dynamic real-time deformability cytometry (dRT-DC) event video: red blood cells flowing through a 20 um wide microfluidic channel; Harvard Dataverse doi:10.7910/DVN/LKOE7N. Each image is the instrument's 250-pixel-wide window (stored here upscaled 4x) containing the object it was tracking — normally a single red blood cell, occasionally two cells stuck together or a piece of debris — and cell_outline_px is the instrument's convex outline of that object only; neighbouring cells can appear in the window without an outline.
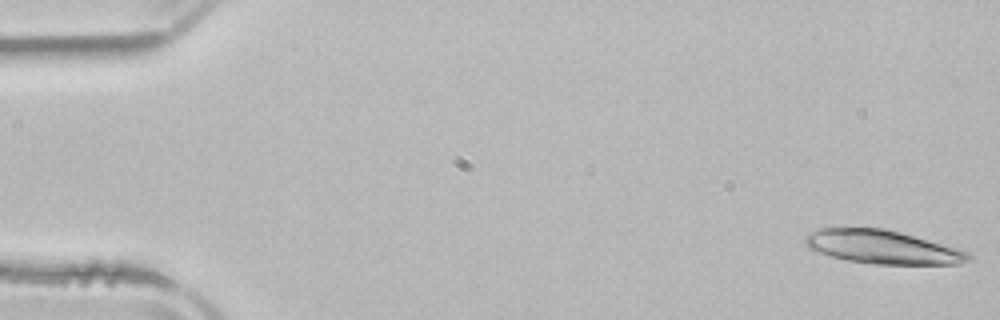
{"species": "common noctule bat (a hibernating species)", "species_latin": "Nyctalus noctula", "temperature_condition": "room temperature", "stored_images_in_passage": 3, "camera_frame_rate_fps": 3000, "um_per_image_px": 0.085, "animal": {"sex": "male", "body_mass_g": 21.5, "forearm_length_mm": 52.0}, "frame": {"image": 1, "passage_image": 1, "time_ms": 0.0, "image_size_px": [1000, 320], "cell_outline_px": [[972, 260], [960, 264], [876, 264], [848, 260], [832, 256], [808, 248], [804, 240], [804, 236], [808, 232], [820, 228], [884, 228], [900, 232], [972, 252]], "centroid_in_image_um": [75.05, 20.99], "position_along_channel_um": 10.0, "area_um2": 31.91}}